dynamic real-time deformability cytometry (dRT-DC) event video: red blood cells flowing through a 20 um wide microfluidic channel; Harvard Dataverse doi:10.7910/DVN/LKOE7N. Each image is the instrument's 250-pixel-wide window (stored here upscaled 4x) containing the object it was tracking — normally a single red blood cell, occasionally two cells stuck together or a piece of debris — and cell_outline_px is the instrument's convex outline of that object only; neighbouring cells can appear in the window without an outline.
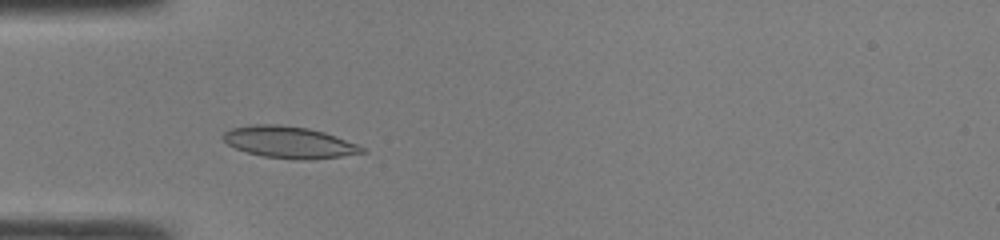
{"species": "common noctule bat (a hibernating species)", "species_latin": "Nyctalus noctula", "temperature_condition": "room temperature", "stored_images_in_passage": 41, "camera_frame_rate_fps": 3000, "um_per_image_px": 0.085, "animal": {"sex": "male", "body_mass_g": 19.0, "forearm_length_mm": 50.8}, "frame": {"image": 1, "passage_image": 9, "time_ms": 2.667, "image_size_px": [1000, 240], "cell_outline_px": [[368, 152], [340, 156], [304, 160], [292, 160], [264, 156], [248, 152], [236, 148], [228, 144], [220, 136], [224, 132], [232, 128], [252, 124], [280, 124], [308, 128], [324, 132], [336, 136], [356, 144], [364, 148]], "centroid_in_image_um": [24.56, 12.08], "position_along_channel_um": 60.4, "area_um2": 25.61}}
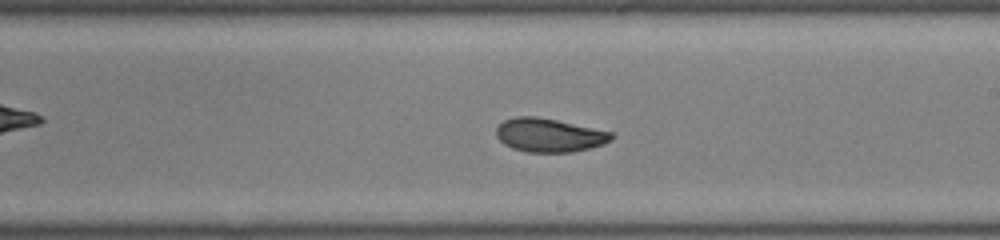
{"frame": {"image": 2, "passage_image": 22, "time_ms": 7.0, "image_size_px": [1000, 240], "cell_outline_px": [[612, 140], [604, 144], [572, 152], [528, 152], [512, 148], [504, 144], [496, 136], [496, 124], [504, 120], [516, 116], [536, 116], [556, 120], [612, 132]], "centroid_in_image_um": [46.63, 11.48], "position_along_channel_um": 242.4, "area_um2": 22.54}}
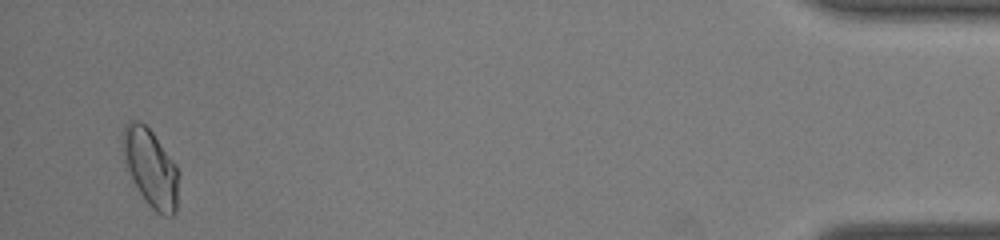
{"frame": {"image": 3, "passage_image": 40, "time_ms": 13.0, "image_size_px": [1000, 240], "cell_outline_px": [[180, 172], [176, 212], [172, 216], [164, 216], [156, 212], [148, 204], [140, 192], [128, 168], [124, 156], [120, 140], [124, 124], [132, 120], [136, 120], [144, 124], [152, 132], [176, 164]], "centroid_in_image_um": [12.83, 14.26], "position_along_channel_um": 422.4, "area_um2": 25.32}, "authors_computed_cell_mechanics": {"area_um2": 23.409, "velocity_mm_per_s": 4.2771, "shape_relaxation_time_tau1_ms": 5.2556, "shape_relaxation_time_tau2_ms": 1.2073, "deformation_change_tau1": 0.1345, "deformation_change_tau2": 0.038}}